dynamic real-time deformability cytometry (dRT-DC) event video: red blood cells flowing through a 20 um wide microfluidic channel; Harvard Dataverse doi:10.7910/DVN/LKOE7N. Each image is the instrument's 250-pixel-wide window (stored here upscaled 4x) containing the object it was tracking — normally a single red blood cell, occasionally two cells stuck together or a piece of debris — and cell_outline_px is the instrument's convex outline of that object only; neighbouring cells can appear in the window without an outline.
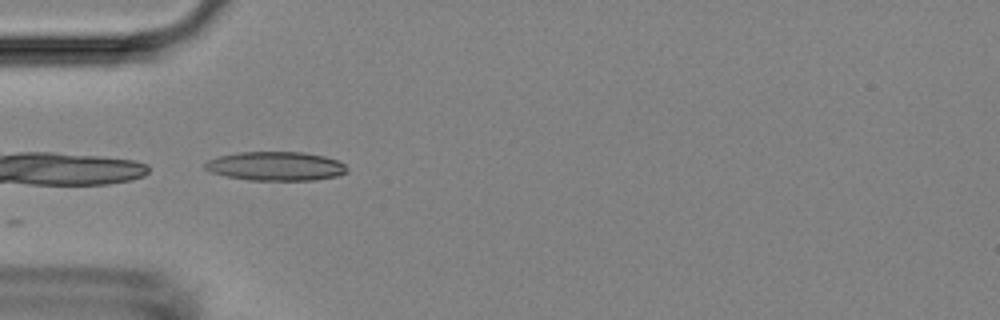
{"species": "Egyptian fruit bat (a non-hibernating species)", "species_latin": "Rousettus aegyptiacus", "temperature_condition": "room temperature", "stored_images_in_passage": 7, "camera_frame_rate_fps": 3000, "um_per_image_px": 0.085, "animal": {"sex": "female"}, "frame": {"image": 1, "passage_image": 3, "time_ms": 0.667, "image_size_px": [1000, 320], "cell_outline_px": [[348, 172], [336, 176], [316, 180], [248, 180], [228, 176], [212, 172], [204, 168], [204, 164], [208, 160], [220, 156], [240, 152], [304, 152], [324, 156], [340, 160], [348, 168]], "centroid_in_image_um": [23.49, 14.12], "position_along_channel_um": 61.5, "area_um2": 23.99}}
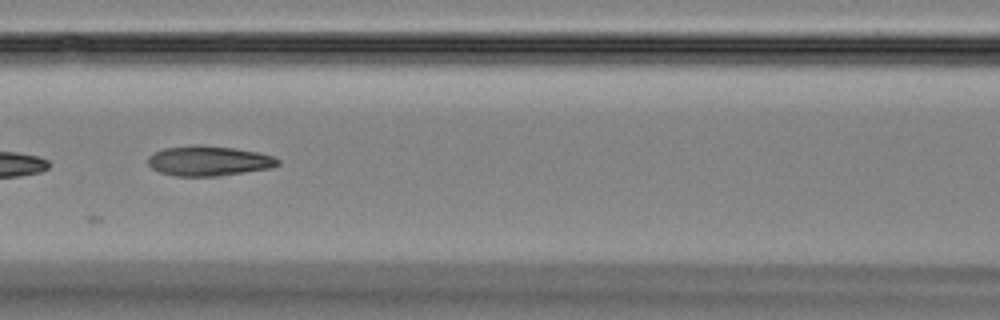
{"frame": {"image": 2, "passage_image": 5, "time_ms": 1.333, "image_size_px": [1000, 320], "cell_outline_px": [[280, 164], [272, 168], [220, 176], [176, 176], [160, 172], [152, 168], [148, 164], [148, 156], [152, 152], [164, 148], [192, 144], [200, 144], [232, 148], [256, 152], [272, 156], [280, 160]], "centroid_in_image_um": [17.72, 13.67], "position_along_channel_um": 148.9, "area_um2": 22.89}}
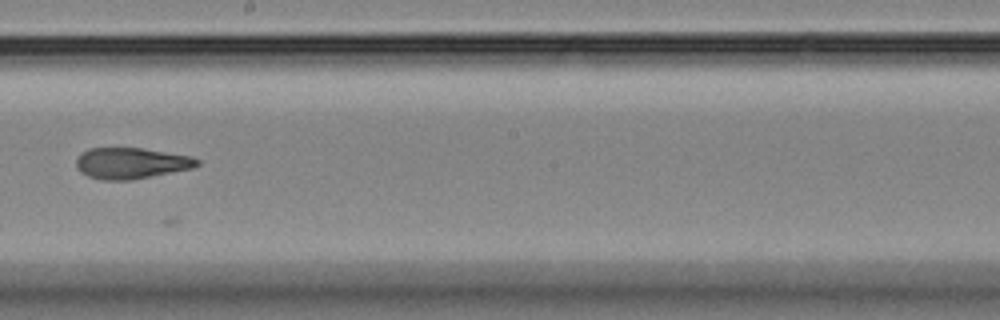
{"frame": {"image": 3, "passage_image": 7, "time_ms": 2.0, "image_size_px": [1000, 320], "cell_outline_px": [[200, 164], [192, 168], [132, 180], [100, 180], [88, 176], [80, 172], [76, 168], [76, 156], [80, 152], [88, 148], [144, 148], [192, 156], [200, 160]], "centroid_in_image_um": [11.11, 13.86], "position_along_channel_um": 237.1, "area_um2": 22.2}}